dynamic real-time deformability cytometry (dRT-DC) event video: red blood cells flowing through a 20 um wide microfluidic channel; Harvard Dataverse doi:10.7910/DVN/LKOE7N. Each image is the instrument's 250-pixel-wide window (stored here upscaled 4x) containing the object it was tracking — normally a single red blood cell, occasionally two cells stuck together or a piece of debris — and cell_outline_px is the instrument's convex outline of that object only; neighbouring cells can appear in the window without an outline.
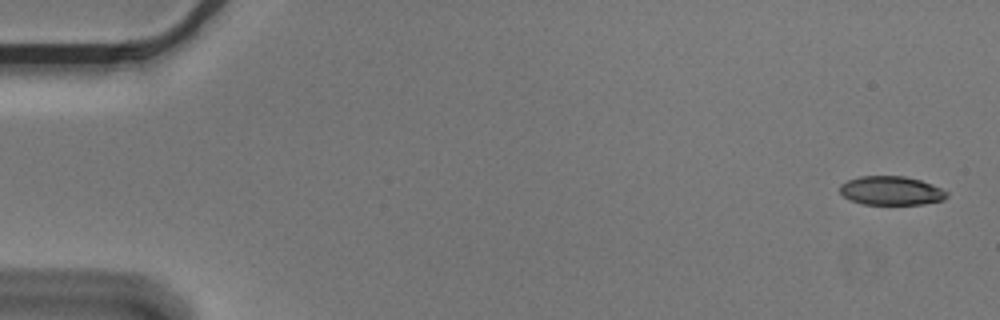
{"species": "Egyptian fruit bat (a non-hibernating species)", "species_latin": "Rousettus aegyptiacus", "temperature_condition": "cold", "stored_images_in_passage": 7, "camera_frame_rate_fps": 3000, "um_per_image_px": 0.085, "animal": {"sex": "male"}, "frame": {"image": 1, "passage_image": 1, "time_ms": 0.0, "image_size_px": [1000, 320], "cell_outline_px": [[948, 196], [944, 200], [924, 204], [864, 204], [852, 200], [844, 196], [840, 192], [840, 184], [848, 180], [860, 176], [904, 176], [920, 180], [932, 184], [948, 192]], "centroid_in_image_um": [75.77, 16.2], "position_along_channel_um": 9.2, "area_um2": 17.92}}
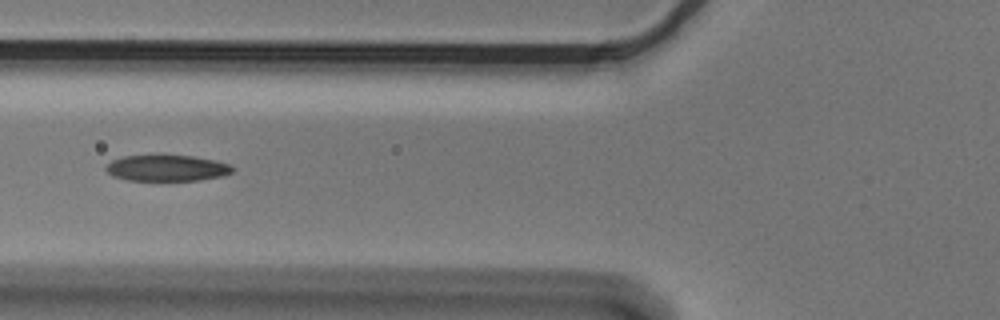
{"frame": {"image": 2, "passage_image": 5, "time_ms": 1.333, "image_size_px": [1000, 320], "cell_outline_px": [[232, 172], [224, 176], [200, 180], [128, 180], [112, 176], [104, 168], [112, 160], [124, 156], [192, 156], [216, 160], [232, 164]], "centroid_in_image_um": [14.22, 14.29], "position_along_channel_um": 111.6, "area_um2": 19.13}}
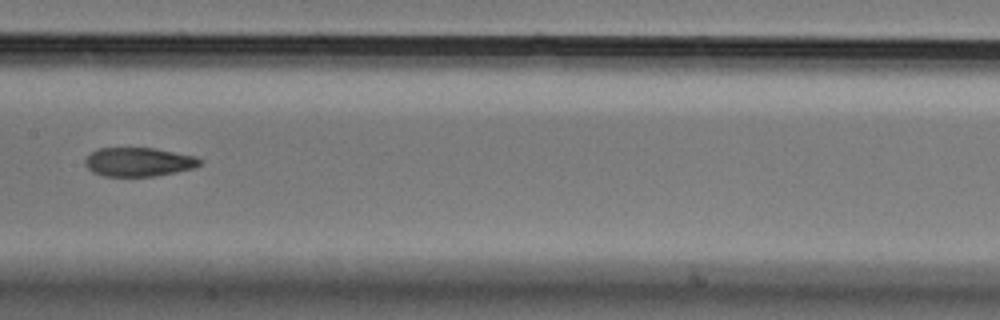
{"frame": {"image": 3, "passage_image": 7, "time_ms": 2.0, "image_size_px": [1000, 320], "cell_outline_px": [[204, 160], [200, 164], [192, 168], [176, 172], [152, 176], [104, 176], [92, 172], [84, 164], [84, 160], [96, 148], [152, 148], [196, 156]], "centroid_in_image_um": [11.77, 13.76], "position_along_channel_um": 195.6, "area_um2": 19.25}}